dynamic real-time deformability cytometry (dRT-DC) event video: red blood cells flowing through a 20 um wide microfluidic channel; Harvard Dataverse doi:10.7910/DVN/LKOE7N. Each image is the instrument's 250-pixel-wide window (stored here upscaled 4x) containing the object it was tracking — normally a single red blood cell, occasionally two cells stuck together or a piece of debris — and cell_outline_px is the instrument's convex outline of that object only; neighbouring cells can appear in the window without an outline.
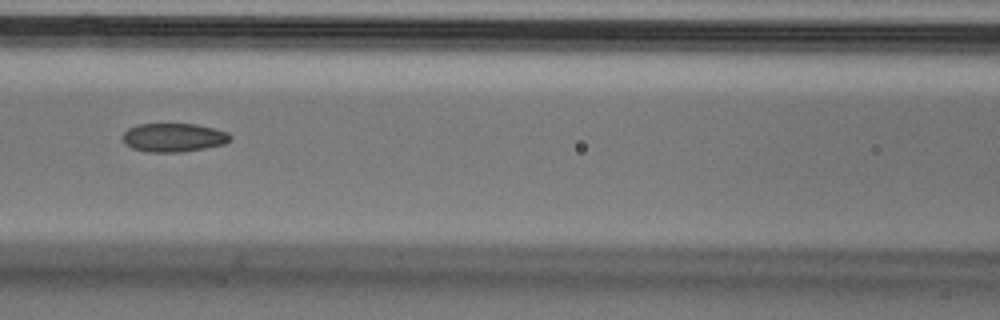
{"species": "Egyptian fruit bat (a non-hibernating species)", "species_latin": "Rousettus aegyptiacus", "temperature_condition": "cold", "stored_images_in_passage": 9, "camera_frame_rate_fps": 3000, "um_per_image_px": 0.085, "animal": {"sex": "male"}, "frame": {"image": 1, "passage_image": 6, "time_ms": 1.667, "image_size_px": [1000, 320], "cell_outline_px": [[232, 140], [224, 144], [204, 148], [180, 152], [148, 152], [132, 148], [124, 144], [120, 136], [128, 128], [136, 124], [196, 124], [228, 132], [232, 136]], "centroid_in_image_um": [14.72, 11.69], "position_along_channel_um": 151.9, "area_um2": 18.15}}
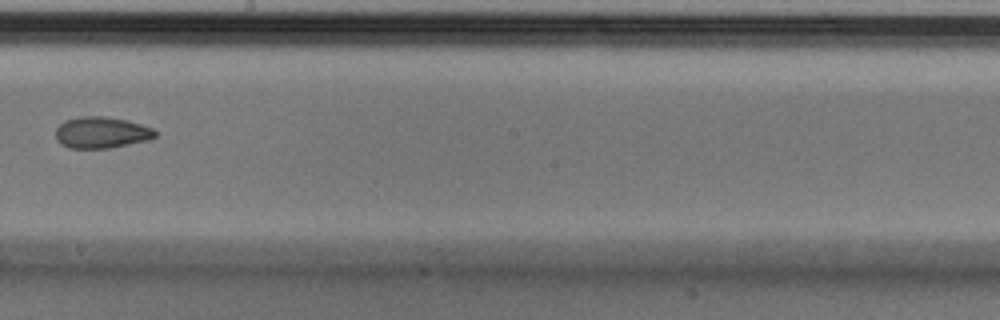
{"frame": {"image": 2, "passage_image": 8, "time_ms": 2.333, "image_size_px": [1000, 320], "cell_outline_px": [[156, 136], [148, 140], [108, 148], [68, 148], [60, 144], [56, 140], [56, 128], [64, 120], [80, 116], [104, 116], [124, 120], [140, 124], [152, 128], [156, 132]], "centroid_in_image_um": [8.58, 11.26], "position_along_channel_um": 239.6, "area_um2": 18.15}}
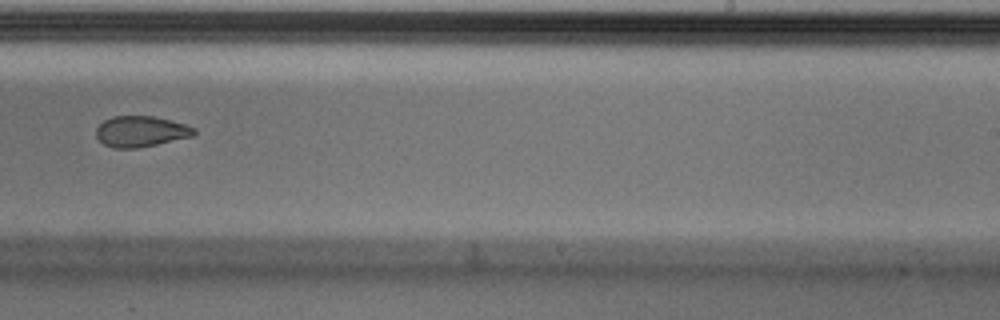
{"frame": {"image": 3, "passage_image": 9, "time_ms": 2.667, "image_size_px": [1000, 320], "cell_outline_px": [[196, 132], [192, 136], [156, 144], [136, 148], [112, 148], [104, 144], [96, 136], [96, 128], [104, 120], [112, 116], [152, 116], [184, 124], [196, 128]], "centroid_in_image_um": [11.94, 11.17], "position_along_channel_um": 277.1, "area_um2": 17.4}}